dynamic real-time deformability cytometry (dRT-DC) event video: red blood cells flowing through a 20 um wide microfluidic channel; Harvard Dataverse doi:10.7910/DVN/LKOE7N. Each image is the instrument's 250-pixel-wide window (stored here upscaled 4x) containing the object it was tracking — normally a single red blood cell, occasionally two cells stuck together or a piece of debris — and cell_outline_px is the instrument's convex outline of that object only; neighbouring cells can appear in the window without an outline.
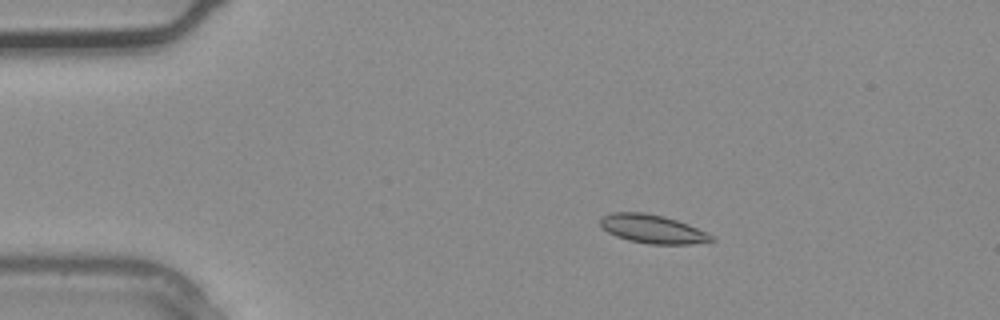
{"species": "common noctule bat (a hibernating species)", "species_latin": "Nyctalus noctula", "temperature_condition": "warm", "stored_images_in_passage": 2, "camera_frame_rate_fps": 3000, "um_per_image_px": 0.085, "animal": {"sex": "male", "body_mass_g": 20.4}, "frame": {"image": 1, "passage_image": 1, "time_ms": 0.0, "image_size_px": [1000, 320], "cell_outline_px": [[716, 240], [712, 244], [648, 244], [628, 240], [616, 236], [608, 232], [600, 224], [600, 220], [604, 216], [612, 212], [644, 212], [664, 216], [688, 224], [712, 236]], "centroid_in_image_um": [55.52, 19.48], "position_along_channel_um": 29.5, "area_um2": 18.61}}